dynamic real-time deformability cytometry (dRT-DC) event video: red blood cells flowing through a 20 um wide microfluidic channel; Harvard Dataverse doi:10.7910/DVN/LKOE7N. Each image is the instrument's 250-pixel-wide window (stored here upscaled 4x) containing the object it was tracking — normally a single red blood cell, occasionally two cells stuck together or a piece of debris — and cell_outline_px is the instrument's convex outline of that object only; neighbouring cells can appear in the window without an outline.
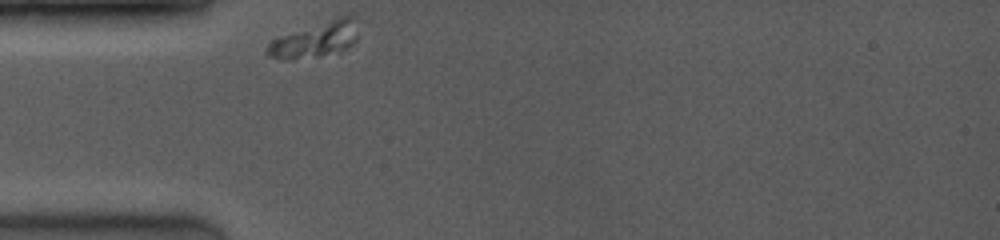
{"species": "common noctule bat (a hibernating species)", "species_latin": "Nyctalus noctula", "temperature_condition": "room temperature", "stored_images_in_passage": 1, "camera_frame_rate_fps": 4000, "um_per_image_px": 0.085, "animal": {"sex": "female", "body_mass_g": 19.0, "forearm_length_mm": 53.3}, "frame": {"image": 1, "passage_image": 1, "time_ms": 0.0, "image_size_px": [1000, 240], "cell_outline_px": [[356, 40], [344, 48], [316, 56], [272, 56], [264, 52], [268, 44], [272, 40], [340, 16], [352, 16], [356, 36]], "centroid_in_image_um": [26.81, 3.33], "position_along_channel_um": 58.2, "area_um2": 16.76}}